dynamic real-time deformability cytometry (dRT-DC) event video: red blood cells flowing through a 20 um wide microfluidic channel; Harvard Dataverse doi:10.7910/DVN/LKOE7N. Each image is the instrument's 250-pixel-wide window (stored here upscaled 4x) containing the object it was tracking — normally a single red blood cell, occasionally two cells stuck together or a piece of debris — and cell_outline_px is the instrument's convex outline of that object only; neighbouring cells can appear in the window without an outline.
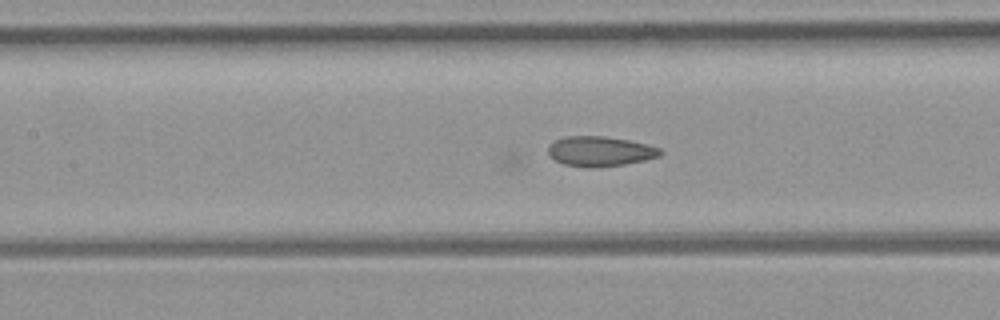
{"species": "common noctule bat (a hibernating species)", "species_latin": "Nyctalus noctula", "temperature_condition": "room temperature", "stored_images_in_passage": 43, "camera_frame_rate_fps": 3000, "um_per_image_px": 0.085, "animal": {"sex": "female", "body_mass_g": 21.9}, "frame": {"image": 1, "passage_image": 36, "time_ms": 11.667, "image_size_px": [1000, 320], "cell_outline_px": [[664, 152], [660, 156], [644, 160], [624, 164], [592, 168], [588, 168], [564, 164], [556, 160], [548, 152], [548, 144], [564, 136], [604, 136], [628, 140], [660, 148]], "centroid_in_image_um": [51.0, 12.86], "position_along_channel_um": 156.4, "area_um2": 19.48}}
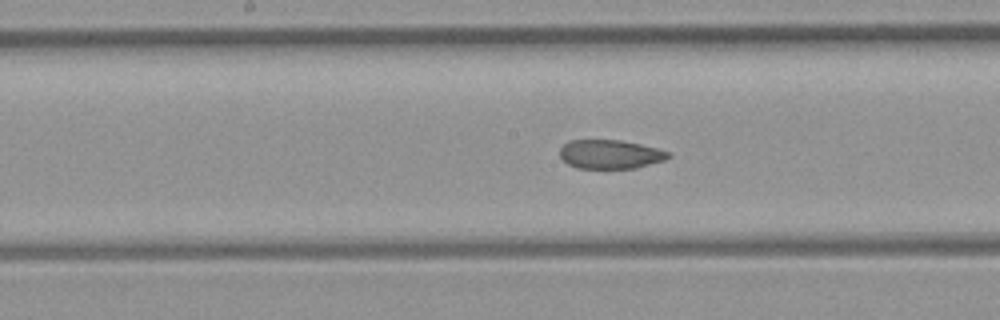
{"frame": {"image": 2, "passage_image": 39, "time_ms": 12.667, "image_size_px": [1000, 320], "cell_outline_px": [[672, 156], [664, 160], [636, 168], [576, 168], [568, 164], [560, 156], [560, 148], [568, 140], [620, 140], [640, 144], [656, 148], [668, 152]], "centroid_in_image_um": [51.85, 13.11], "position_along_channel_um": 196.4, "area_um2": 18.21}}
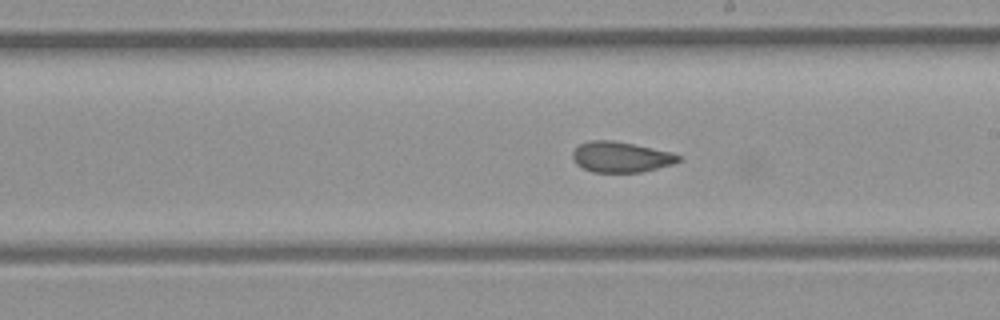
{"frame": {"image": 3, "passage_image": 42, "time_ms": 13.667, "image_size_px": [1000, 320], "cell_outline_px": [[680, 160], [672, 164], [640, 172], [592, 172], [576, 164], [572, 156], [572, 152], [580, 144], [588, 140], [612, 140], [672, 152], [680, 156]], "centroid_in_image_um": [52.74, 13.34], "position_along_channel_um": 236.3, "area_um2": 18.67}}